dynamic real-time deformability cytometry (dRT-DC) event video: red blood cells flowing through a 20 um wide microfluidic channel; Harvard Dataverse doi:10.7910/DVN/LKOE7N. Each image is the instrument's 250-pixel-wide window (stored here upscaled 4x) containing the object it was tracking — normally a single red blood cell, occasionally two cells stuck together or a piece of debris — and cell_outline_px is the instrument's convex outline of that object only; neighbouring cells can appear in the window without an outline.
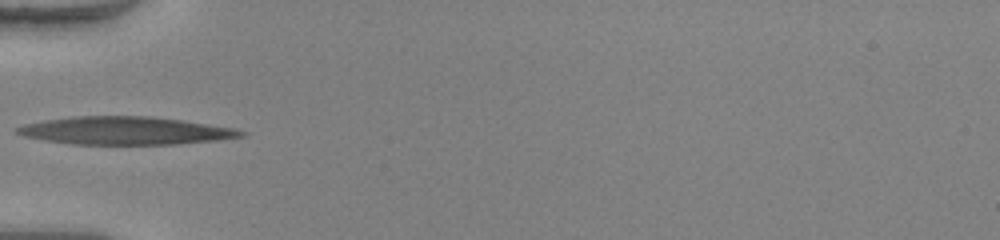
{"species": "human", "species_latin": "Homo sapiens", "temperature_condition": "warm", "stored_images_in_passage": 29, "camera_frame_rate_fps": 3000, "um_per_image_px": 0.085, "donor": {"sex": "female"}, "frame": {"image": 1, "passage_image": 1, "time_ms": 0.0, "image_size_px": [1000, 240], "cell_outline_px": [[248, 132], [244, 136], [220, 140], [176, 144], [72, 144], [44, 140], [24, 136], [12, 132], [16, 128], [24, 124], [44, 120], [72, 116], [148, 116], [184, 120], [232, 128]], "centroid_in_image_um": [10.63, 11.1], "position_along_channel_um": 74.4, "area_um2": 36.47}}
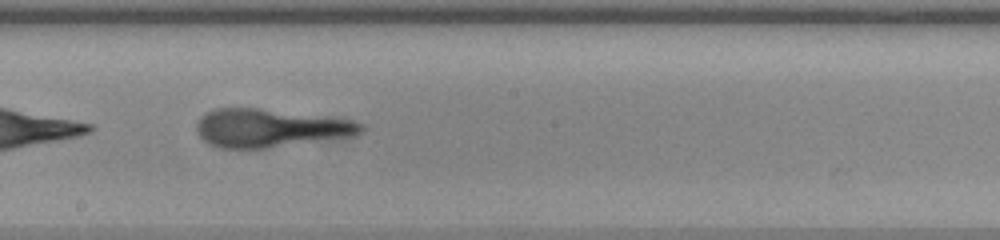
{"frame": {"image": 2, "passage_image": 12, "time_ms": 3.667, "image_size_px": [1000, 240], "cell_outline_px": [[368, 128], [364, 132], [352, 136], [264, 148], [220, 148], [204, 140], [196, 132], [196, 124], [200, 116], [204, 112], [212, 108], [256, 108], [352, 120], [368, 124]], "centroid_in_image_um": [22.96, 10.87], "position_along_channel_um": 225.2, "area_um2": 36.59}}
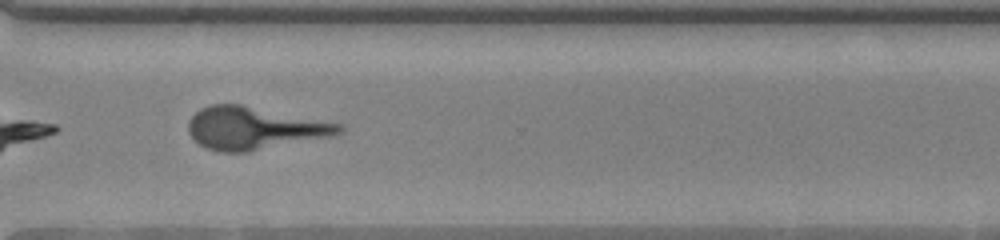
{"frame": {"image": 3, "passage_image": 21, "time_ms": 6.667, "image_size_px": [1000, 240], "cell_outline_px": [[344, 128], [336, 136], [248, 152], [220, 152], [208, 148], [200, 144], [188, 132], [188, 120], [200, 108], [212, 104], [240, 104], [344, 124]], "centroid_in_image_um": [21.65, 10.9], "position_along_channel_um": 349.0, "area_um2": 37.57}}